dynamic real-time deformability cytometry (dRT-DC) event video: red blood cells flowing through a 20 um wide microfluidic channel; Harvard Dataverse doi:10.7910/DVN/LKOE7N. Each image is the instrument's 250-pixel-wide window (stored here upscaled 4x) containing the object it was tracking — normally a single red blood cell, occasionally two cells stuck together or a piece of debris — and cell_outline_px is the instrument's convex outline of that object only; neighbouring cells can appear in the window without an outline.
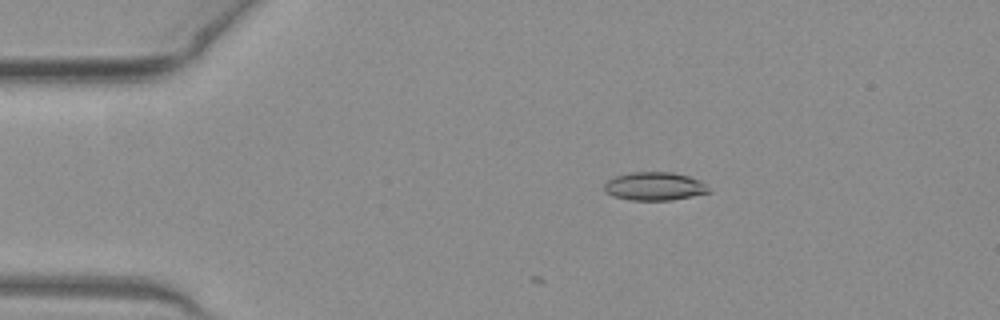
{"species": "common noctule bat (a hibernating species)", "species_latin": "Nyctalus noctula", "temperature_condition": "warm", "stored_images_in_passage": 4, "camera_frame_rate_fps": 3000, "um_per_image_px": 0.085, "animal": {"sex": "female", "body_mass_g": 19.3, "forearm_length_mm": 54.1}, "frame": {"image": 1, "passage_image": 1, "time_ms": 0.0, "image_size_px": [1000, 320], "cell_outline_px": [[712, 192], [672, 200], [628, 200], [612, 196], [604, 192], [604, 184], [608, 180], [616, 176], [632, 172], [672, 172], [688, 176], [700, 180]], "centroid_in_image_um": [55.61, 15.84], "position_along_channel_um": 29.4, "area_um2": 17.28}}